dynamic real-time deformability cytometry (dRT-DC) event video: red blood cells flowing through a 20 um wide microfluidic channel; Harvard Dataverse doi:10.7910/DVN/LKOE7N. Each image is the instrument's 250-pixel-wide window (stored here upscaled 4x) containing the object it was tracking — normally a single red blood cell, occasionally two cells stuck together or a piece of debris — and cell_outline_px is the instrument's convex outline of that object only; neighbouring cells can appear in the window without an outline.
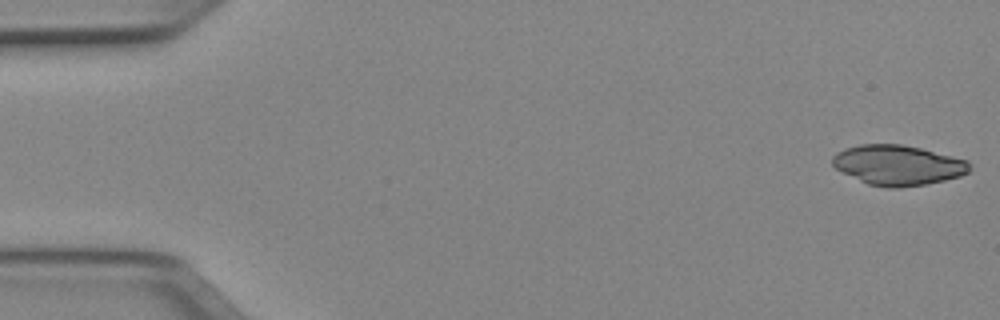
{"species": "Egyptian fruit bat (a non-hibernating species)", "species_latin": "Rousettus aegyptiacus", "temperature_condition": "cold", "stored_images_in_passage": 50, "camera_frame_rate_fps": 3000, "um_per_image_px": 0.085, "animal": {"sex": "female"}, "frame": {"image": 1, "passage_image": 1, "time_ms": 0.0, "image_size_px": [1000, 320], "cell_outline_px": [[968, 172], [960, 176], [944, 180], [924, 184], [900, 188], [888, 188], [868, 184], [836, 168], [832, 164], [832, 156], [836, 152], [844, 148], [860, 144], [900, 144], [920, 148], [968, 160]], "centroid_in_image_um": [76.29, 14.03], "position_along_channel_um": 8.7, "area_um2": 31.73}}